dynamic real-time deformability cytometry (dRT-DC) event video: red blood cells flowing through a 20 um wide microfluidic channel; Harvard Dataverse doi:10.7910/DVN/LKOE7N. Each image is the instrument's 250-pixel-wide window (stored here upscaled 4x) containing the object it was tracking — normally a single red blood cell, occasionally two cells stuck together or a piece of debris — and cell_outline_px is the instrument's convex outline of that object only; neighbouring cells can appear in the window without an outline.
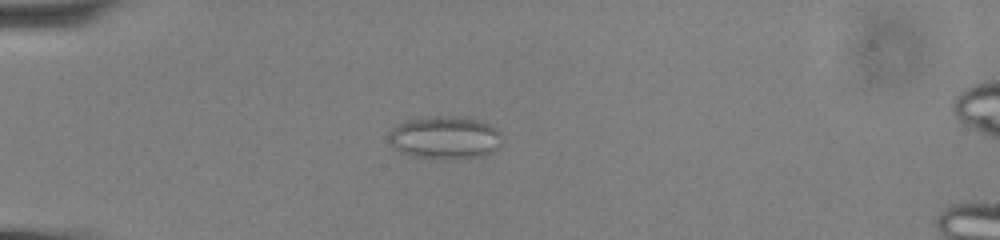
{"species": "common noctule bat (a hibernating species)", "species_latin": "Nyctalus noctula", "temperature_condition": "cold", "stored_images_in_passage": 58, "camera_frame_rate_fps": 3000, "um_per_image_px": 0.085, "animal": {"sex": "male", "body_mass_g": 13.0, "forearm_length_mm": 53.1}, "frame": {"image": 1, "passage_image": 17, "time_ms": 5.333, "image_size_px": [1000, 240], "cell_outline_px": [[500, 144], [492, 152], [484, 156], [412, 156], [400, 152], [388, 140], [388, 132], [404, 120], [428, 116], [452, 116], [480, 120], [496, 128], [500, 132]], "centroid_in_image_um": [37.79, 11.64], "position_along_channel_um": 47.2, "area_um2": 27.51}}
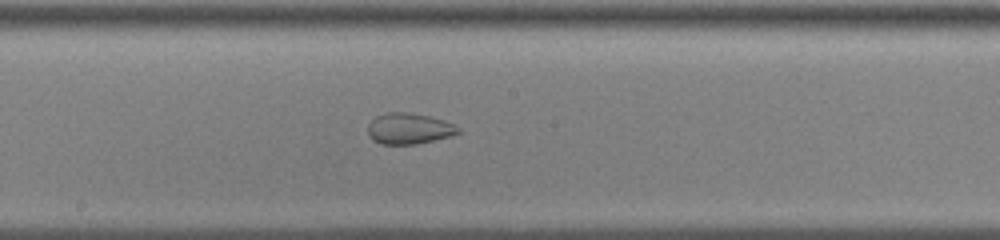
{"frame": {"image": 2, "passage_image": 33, "time_ms": 10.667, "image_size_px": [1000, 240], "cell_outline_px": [[460, 132], [452, 136], [416, 144], [384, 144], [372, 140], [368, 132], [368, 124], [376, 116], [388, 112], [404, 112], [428, 116], [444, 120], [460, 128]], "centroid_in_image_um": [34.76, 10.93], "position_along_channel_um": 213.4, "area_um2": 16.18}}
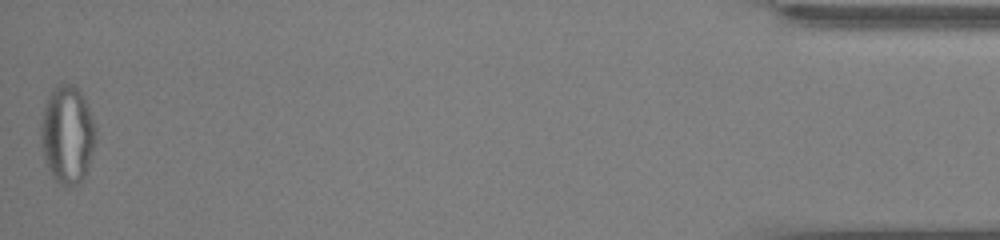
{"frame": {"image": 3, "passage_image": 58, "time_ms": 19.0, "image_size_px": [1000, 240], "cell_outline_px": [[96, 140], [84, 176], [80, 184], [68, 188], [60, 184], [52, 176], [48, 168], [44, 156], [40, 136], [40, 128], [44, 104], [52, 88], [60, 80], [72, 84], [84, 96], [92, 116], [96, 128]], "centroid_in_image_um": [5.71, 11.4], "position_along_channel_um": 429.5, "area_um2": 31.73}, "authors_computed_cell_mechanics": {"area_um2": 25.7788, "velocity_mm_per_s": 3.6093, "shape_relaxation_time_tau1_ms": null, "shape_relaxation_time_tau2_ms": 1.789, "deformation_change_tau1": null, "deformation_change_tau2": 0.0638}}